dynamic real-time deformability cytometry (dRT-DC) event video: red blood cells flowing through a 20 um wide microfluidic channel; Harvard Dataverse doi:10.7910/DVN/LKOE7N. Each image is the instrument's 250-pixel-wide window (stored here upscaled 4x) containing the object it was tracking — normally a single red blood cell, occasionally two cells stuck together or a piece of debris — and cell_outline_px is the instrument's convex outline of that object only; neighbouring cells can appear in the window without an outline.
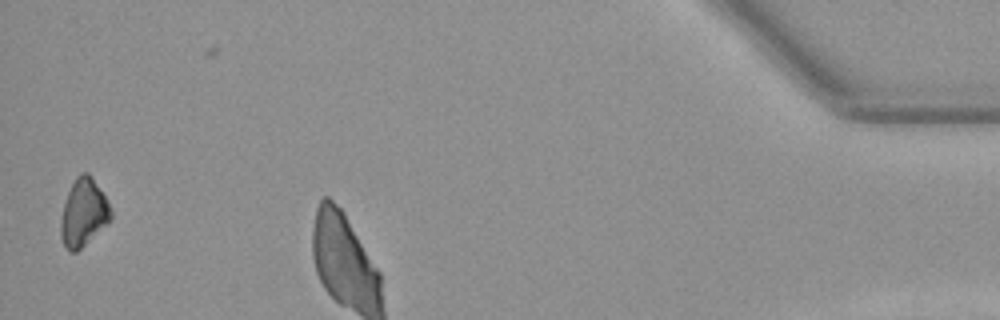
{"species": "Egyptian fruit bat (a non-hibernating species)", "species_latin": "Rousettus aegyptiacus", "temperature_condition": "warm", "stored_images_in_passage": 44, "camera_frame_rate_fps": 3000, "um_per_image_px": 0.085, "animal": {"sex": "female"}, "frame": {"image": 1, "passage_image": 43, "time_ms": 14.0, "image_size_px": [1000, 320], "cell_outline_px": [[112, 220], [76, 252], [68, 252], [60, 236], [60, 220], [64, 204], [68, 192], [76, 176], [80, 172], [88, 172], [92, 176], [104, 196], [112, 212]], "centroid_in_image_um": [7.09, 18.08], "position_along_channel_um": 428.1, "area_um2": 19.65}}